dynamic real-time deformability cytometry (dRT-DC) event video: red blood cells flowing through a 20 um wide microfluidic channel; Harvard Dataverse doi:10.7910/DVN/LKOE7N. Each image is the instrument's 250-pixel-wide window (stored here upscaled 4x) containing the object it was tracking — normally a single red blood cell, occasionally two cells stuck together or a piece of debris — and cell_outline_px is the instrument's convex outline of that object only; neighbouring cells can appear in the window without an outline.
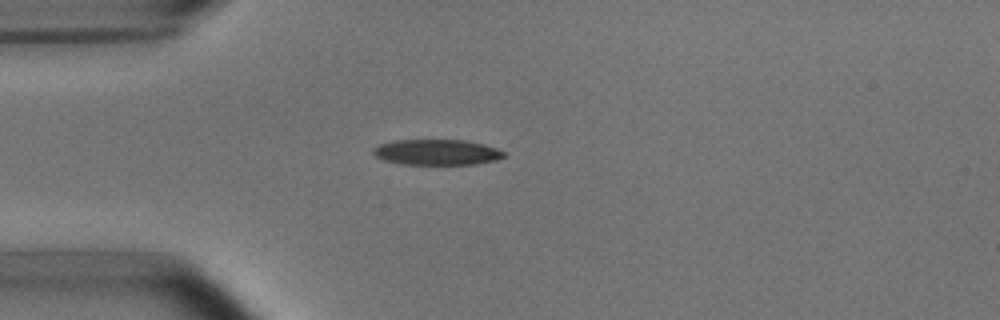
{"species": "common noctule bat (a hibernating species)", "species_latin": "Nyctalus noctula", "temperature_condition": "room temperature", "stored_images_in_passage": 40, "camera_frame_rate_fps": 3000, "um_per_image_px": 0.085, "animal": {"sex": "male", "body_mass_g": 15.6}, "frame": {"image": 1, "passage_image": 1, "time_ms": 0.0, "image_size_px": [1000, 320], "cell_outline_px": [[504, 156], [496, 160], [476, 164], [400, 164], [384, 160], [376, 156], [372, 152], [372, 148], [380, 144], [392, 140], [464, 140], [484, 144], [496, 148], [504, 152]], "centroid_in_image_um": [37.1, 12.93], "position_along_channel_um": 47.9, "area_um2": 19.48}}
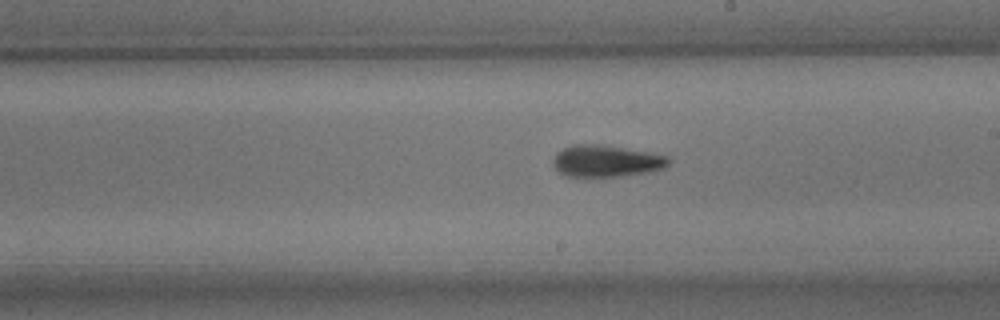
{"frame": {"image": 2, "passage_image": 17, "time_ms": 5.333, "image_size_px": [1000, 320], "cell_outline_px": [[672, 160], [664, 168], [648, 172], [624, 176], [568, 176], [560, 172], [552, 164], [552, 160], [556, 152], [572, 144], [600, 144], [648, 152], [668, 156]], "centroid_in_image_um": [51.53, 13.68], "position_along_channel_um": 237.5, "area_um2": 21.39}}
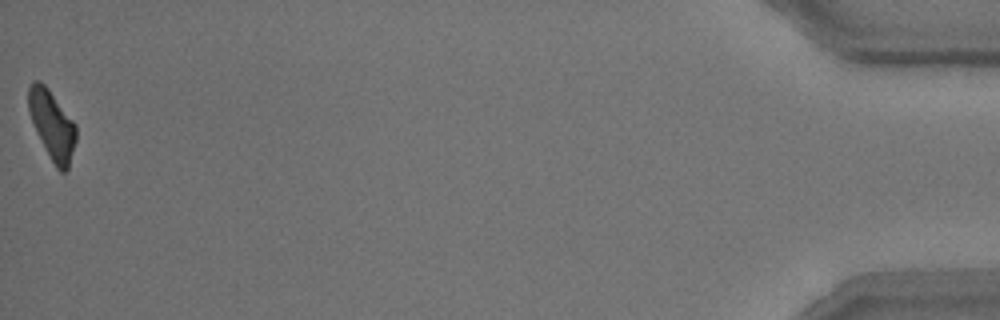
{"frame": {"image": 3, "passage_image": 40, "time_ms": 13.0, "image_size_px": [1000, 320], "cell_outline_px": [[76, 140], [68, 168], [64, 172], [60, 172], [56, 168], [36, 132], [28, 112], [28, 88], [32, 80], [40, 80], [48, 88], [76, 124]], "centroid_in_image_um": [4.41, 10.59], "position_along_channel_um": 430.8, "area_um2": 19.07}, "authors_computed_cell_mechanics": {"area_um2": 20.519, "velocity_mm_per_s": 3.7687, "shape_relaxation_time_tau1_ms": 3.8192, "shape_relaxation_time_tau2_ms": 2.0483, "deformation_change_tau1": 0.1708, "deformation_change_tau2": 0.1031}}